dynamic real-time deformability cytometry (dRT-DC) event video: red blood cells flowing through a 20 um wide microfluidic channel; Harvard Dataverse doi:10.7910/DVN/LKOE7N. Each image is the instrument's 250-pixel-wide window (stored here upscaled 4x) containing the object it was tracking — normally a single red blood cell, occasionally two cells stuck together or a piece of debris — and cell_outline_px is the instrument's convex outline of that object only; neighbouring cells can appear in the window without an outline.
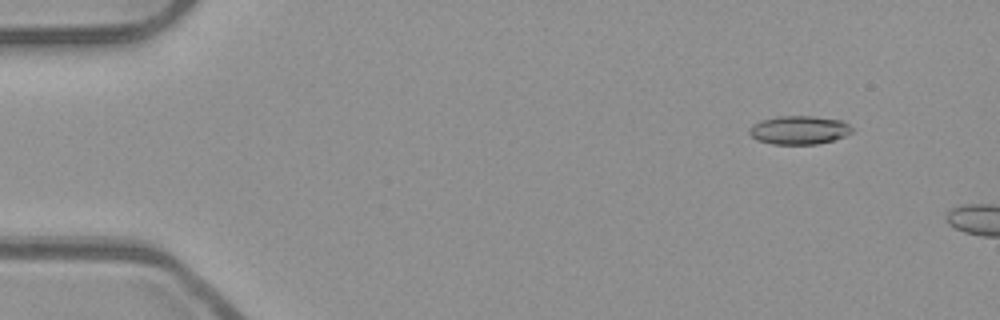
{"species": "common noctule bat (a hibernating species)", "species_latin": "Nyctalus noctula", "temperature_condition": "room temperature", "stored_images_in_passage": 10, "camera_frame_rate_fps": 3000, "um_per_image_px": 0.085, "animal": {"sex": "male", "body_mass_g": 23.1, "forearm_length_mm": 52.7}, "frame": {"image": 1, "passage_image": 6, "time_ms": 1.667, "image_size_px": [1000, 320], "cell_outline_px": [[852, 132], [844, 136], [832, 140], [816, 144], [772, 144], [756, 140], [748, 132], [748, 128], [752, 124], [764, 120], [780, 116], [812, 116], [840, 120], [848, 124], [852, 128]], "centroid_in_image_um": [67.89, 11.06], "position_along_channel_um": 17.1, "area_um2": 16.94}}